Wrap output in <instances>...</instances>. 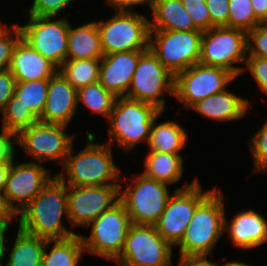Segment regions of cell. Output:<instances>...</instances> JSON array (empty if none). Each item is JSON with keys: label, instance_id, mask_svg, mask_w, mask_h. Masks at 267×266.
Returning <instances> with one entry per match:
<instances>
[{"label": "cell", "instance_id": "obj_1", "mask_svg": "<svg viewBox=\"0 0 267 266\" xmlns=\"http://www.w3.org/2000/svg\"><path fill=\"white\" fill-rule=\"evenodd\" d=\"M68 216L67 185L54 175L41 192L18 214L19 227L47 240L66 239L76 235L62 223Z\"/></svg>", "mask_w": 267, "mask_h": 266}, {"label": "cell", "instance_id": "obj_2", "mask_svg": "<svg viewBox=\"0 0 267 266\" xmlns=\"http://www.w3.org/2000/svg\"><path fill=\"white\" fill-rule=\"evenodd\" d=\"M87 139L89 144L79 153L72 155L71 147L63 171L56 175L67 186L121 185L120 170L113 162L112 146L106 142L93 143L95 136L92 133H88ZM65 175H68L67 181Z\"/></svg>", "mask_w": 267, "mask_h": 266}, {"label": "cell", "instance_id": "obj_3", "mask_svg": "<svg viewBox=\"0 0 267 266\" xmlns=\"http://www.w3.org/2000/svg\"><path fill=\"white\" fill-rule=\"evenodd\" d=\"M162 111L156 106L128 97H117L113 110L110 113L109 141L113 140L117 147L123 150H132L141 141L149 142L151 127L156 117H160Z\"/></svg>", "mask_w": 267, "mask_h": 266}, {"label": "cell", "instance_id": "obj_4", "mask_svg": "<svg viewBox=\"0 0 267 266\" xmlns=\"http://www.w3.org/2000/svg\"><path fill=\"white\" fill-rule=\"evenodd\" d=\"M220 191H213L196 207L179 246L180 257L209 255L224 233V203Z\"/></svg>", "mask_w": 267, "mask_h": 266}, {"label": "cell", "instance_id": "obj_5", "mask_svg": "<svg viewBox=\"0 0 267 266\" xmlns=\"http://www.w3.org/2000/svg\"><path fill=\"white\" fill-rule=\"evenodd\" d=\"M149 21L134 11H115L112 18L96 21L103 54L149 49Z\"/></svg>", "mask_w": 267, "mask_h": 266}, {"label": "cell", "instance_id": "obj_6", "mask_svg": "<svg viewBox=\"0 0 267 266\" xmlns=\"http://www.w3.org/2000/svg\"><path fill=\"white\" fill-rule=\"evenodd\" d=\"M246 58V31L225 26L203 31L198 63L224 68L237 77L242 71L244 72V68L234 65L246 63Z\"/></svg>", "mask_w": 267, "mask_h": 266}, {"label": "cell", "instance_id": "obj_7", "mask_svg": "<svg viewBox=\"0 0 267 266\" xmlns=\"http://www.w3.org/2000/svg\"><path fill=\"white\" fill-rule=\"evenodd\" d=\"M130 225L129 214L119 200L87 226H91L90 236L80 235L85 252L115 261L123 251Z\"/></svg>", "mask_w": 267, "mask_h": 266}, {"label": "cell", "instance_id": "obj_8", "mask_svg": "<svg viewBox=\"0 0 267 266\" xmlns=\"http://www.w3.org/2000/svg\"><path fill=\"white\" fill-rule=\"evenodd\" d=\"M133 184L122 190L120 185L119 200L129 214L131 224L155 225L165 210L170 198L167 184L135 175Z\"/></svg>", "mask_w": 267, "mask_h": 266}, {"label": "cell", "instance_id": "obj_9", "mask_svg": "<svg viewBox=\"0 0 267 266\" xmlns=\"http://www.w3.org/2000/svg\"><path fill=\"white\" fill-rule=\"evenodd\" d=\"M202 34L201 30H150L149 49L175 76L198 63Z\"/></svg>", "mask_w": 267, "mask_h": 266}, {"label": "cell", "instance_id": "obj_10", "mask_svg": "<svg viewBox=\"0 0 267 266\" xmlns=\"http://www.w3.org/2000/svg\"><path fill=\"white\" fill-rule=\"evenodd\" d=\"M212 191L203 192L197 178L193 179L185 188H175L165 210L154 225L157 232L172 247L181 242L196 207Z\"/></svg>", "mask_w": 267, "mask_h": 266}, {"label": "cell", "instance_id": "obj_11", "mask_svg": "<svg viewBox=\"0 0 267 266\" xmlns=\"http://www.w3.org/2000/svg\"><path fill=\"white\" fill-rule=\"evenodd\" d=\"M172 246L154 225L131 224L118 266H172Z\"/></svg>", "mask_w": 267, "mask_h": 266}, {"label": "cell", "instance_id": "obj_12", "mask_svg": "<svg viewBox=\"0 0 267 266\" xmlns=\"http://www.w3.org/2000/svg\"><path fill=\"white\" fill-rule=\"evenodd\" d=\"M66 127L38 120L16 135V145L20 144L26 155L38 163L56 160L63 166L75 139V135L72 137L65 133Z\"/></svg>", "mask_w": 267, "mask_h": 266}, {"label": "cell", "instance_id": "obj_13", "mask_svg": "<svg viewBox=\"0 0 267 266\" xmlns=\"http://www.w3.org/2000/svg\"><path fill=\"white\" fill-rule=\"evenodd\" d=\"M166 93L174 95V75L147 49L139 58L125 97L152 104L163 112Z\"/></svg>", "mask_w": 267, "mask_h": 266}, {"label": "cell", "instance_id": "obj_14", "mask_svg": "<svg viewBox=\"0 0 267 266\" xmlns=\"http://www.w3.org/2000/svg\"><path fill=\"white\" fill-rule=\"evenodd\" d=\"M236 77L220 67L196 63L174 76V97L190 108L196 102L227 89Z\"/></svg>", "mask_w": 267, "mask_h": 266}, {"label": "cell", "instance_id": "obj_15", "mask_svg": "<svg viewBox=\"0 0 267 266\" xmlns=\"http://www.w3.org/2000/svg\"><path fill=\"white\" fill-rule=\"evenodd\" d=\"M29 16L26 25H19L22 38L41 53L57 69L66 61L70 23L67 19Z\"/></svg>", "mask_w": 267, "mask_h": 266}, {"label": "cell", "instance_id": "obj_16", "mask_svg": "<svg viewBox=\"0 0 267 266\" xmlns=\"http://www.w3.org/2000/svg\"><path fill=\"white\" fill-rule=\"evenodd\" d=\"M120 185L67 186L68 220L71 228L88 226L119 201Z\"/></svg>", "mask_w": 267, "mask_h": 266}, {"label": "cell", "instance_id": "obj_17", "mask_svg": "<svg viewBox=\"0 0 267 266\" xmlns=\"http://www.w3.org/2000/svg\"><path fill=\"white\" fill-rule=\"evenodd\" d=\"M52 177L42 163L32 160L16 164L12 161L3 189L9 206L18 215L41 192Z\"/></svg>", "mask_w": 267, "mask_h": 266}, {"label": "cell", "instance_id": "obj_18", "mask_svg": "<svg viewBox=\"0 0 267 266\" xmlns=\"http://www.w3.org/2000/svg\"><path fill=\"white\" fill-rule=\"evenodd\" d=\"M145 51H124L101 58L99 82L116 97L126 96L140 56Z\"/></svg>", "mask_w": 267, "mask_h": 266}, {"label": "cell", "instance_id": "obj_19", "mask_svg": "<svg viewBox=\"0 0 267 266\" xmlns=\"http://www.w3.org/2000/svg\"><path fill=\"white\" fill-rule=\"evenodd\" d=\"M77 107V89L57 71L49 79L47 99L39 120L67 126L75 115Z\"/></svg>", "mask_w": 267, "mask_h": 266}, {"label": "cell", "instance_id": "obj_20", "mask_svg": "<svg viewBox=\"0 0 267 266\" xmlns=\"http://www.w3.org/2000/svg\"><path fill=\"white\" fill-rule=\"evenodd\" d=\"M226 219L223 231H229L234 246L250 249L267 242V220L262 214L250 209L236 214L230 225Z\"/></svg>", "mask_w": 267, "mask_h": 266}, {"label": "cell", "instance_id": "obj_21", "mask_svg": "<svg viewBox=\"0 0 267 266\" xmlns=\"http://www.w3.org/2000/svg\"><path fill=\"white\" fill-rule=\"evenodd\" d=\"M8 70L16 81L50 79L58 69L21 38L13 52Z\"/></svg>", "mask_w": 267, "mask_h": 266}, {"label": "cell", "instance_id": "obj_22", "mask_svg": "<svg viewBox=\"0 0 267 266\" xmlns=\"http://www.w3.org/2000/svg\"><path fill=\"white\" fill-rule=\"evenodd\" d=\"M190 108L213 121H236L246 115L249 100L226 89L196 102Z\"/></svg>", "mask_w": 267, "mask_h": 266}, {"label": "cell", "instance_id": "obj_23", "mask_svg": "<svg viewBox=\"0 0 267 266\" xmlns=\"http://www.w3.org/2000/svg\"><path fill=\"white\" fill-rule=\"evenodd\" d=\"M103 56L100 33L96 21L74 28L70 24L66 60L101 59Z\"/></svg>", "mask_w": 267, "mask_h": 266}, {"label": "cell", "instance_id": "obj_24", "mask_svg": "<svg viewBox=\"0 0 267 266\" xmlns=\"http://www.w3.org/2000/svg\"><path fill=\"white\" fill-rule=\"evenodd\" d=\"M153 21L150 30L193 31L198 30L182 0H152Z\"/></svg>", "mask_w": 267, "mask_h": 266}, {"label": "cell", "instance_id": "obj_25", "mask_svg": "<svg viewBox=\"0 0 267 266\" xmlns=\"http://www.w3.org/2000/svg\"><path fill=\"white\" fill-rule=\"evenodd\" d=\"M183 161L180 154L150 151L144 161L145 171L142 174L159 182L173 184L183 174Z\"/></svg>", "mask_w": 267, "mask_h": 266}, {"label": "cell", "instance_id": "obj_26", "mask_svg": "<svg viewBox=\"0 0 267 266\" xmlns=\"http://www.w3.org/2000/svg\"><path fill=\"white\" fill-rule=\"evenodd\" d=\"M47 239L30 234L20 227L5 266H41ZM3 266V263H0Z\"/></svg>", "mask_w": 267, "mask_h": 266}, {"label": "cell", "instance_id": "obj_27", "mask_svg": "<svg viewBox=\"0 0 267 266\" xmlns=\"http://www.w3.org/2000/svg\"><path fill=\"white\" fill-rule=\"evenodd\" d=\"M156 117L151 127L148 148L150 151L179 154L187 143L186 131L173 121L156 124Z\"/></svg>", "mask_w": 267, "mask_h": 266}, {"label": "cell", "instance_id": "obj_28", "mask_svg": "<svg viewBox=\"0 0 267 266\" xmlns=\"http://www.w3.org/2000/svg\"><path fill=\"white\" fill-rule=\"evenodd\" d=\"M51 243L54 244L48 253L46 249ZM84 251L81 237L78 234L66 239L47 240L41 266H78Z\"/></svg>", "mask_w": 267, "mask_h": 266}, {"label": "cell", "instance_id": "obj_29", "mask_svg": "<svg viewBox=\"0 0 267 266\" xmlns=\"http://www.w3.org/2000/svg\"><path fill=\"white\" fill-rule=\"evenodd\" d=\"M101 59L66 60L58 71L77 90L99 81Z\"/></svg>", "mask_w": 267, "mask_h": 266}, {"label": "cell", "instance_id": "obj_30", "mask_svg": "<svg viewBox=\"0 0 267 266\" xmlns=\"http://www.w3.org/2000/svg\"><path fill=\"white\" fill-rule=\"evenodd\" d=\"M49 79L31 80V81H17L15 85L14 95L18 97V102L40 119L48 91Z\"/></svg>", "mask_w": 267, "mask_h": 266}, {"label": "cell", "instance_id": "obj_31", "mask_svg": "<svg viewBox=\"0 0 267 266\" xmlns=\"http://www.w3.org/2000/svg\"><path fill=\"white\" fill-rule=\"evenodd\" d=\"M117 97L107 91L99 81L86 85L77 90V104L82 102L91 113H99L109 119Z\"/></svg>", "mask_w": 267, "mask_h": 266}, {"label": "cell", "instance_id": "obj_32", "mask_svg": "<svg viewBox=\"0 0 267 266\" xmlns=\"http://www.w3.org/2000/svg\"><path fill=\"white\" fill-rule=\"evenodd\" d=\"M0 114H2L1 130L4 129L16 135L39 120L28 107L18 102V97L15 95L11 97Z\"/></svg>", "mask_w": 267, "mask_h": 266}, {"label": "cell", "instance_id": "obj_33", "mask_svg": "<svg viewBox=\"0 0 267 266\" xmlns=\"http://www.w3.org/2000/svg\"><path fill=\"white\" fill-rule=\"evenodd\" d=\"M262 24L255 16L251 0H229L227 27L246 32Z\"/></svg>", "mask_w": 267, "mask_h": 266}, {"label": "cell", "instance_id": "obj_34", "mask_svg": "<svg viewBox=\"0 0 267 266\" xmlns=\"http://www.w3.org/2000/svg\"><path fill=\"white\" fill-rule=\"evenodd\" d=\"M254 157V172H267V120L248 142Z\"/></svg>", "mask_w": 267, "mask_h": 266}, {"label": "cell", "instance_id": "obj_35", "mask_svg": "<svg viewBox=\"0 0 267 266\" xmlns=\"http://www.w3.org/2000/svg\"><path fill=\"white\" fill-rule=\"evenodd\" d=\"M21 38L22 34L19 25H11L9 30L6 27L0 33V70L9 68L14 49Z\"/></svg>", "mask_w": 267, "mask_h": 266}, {"label": "cell", "instance_id": "obj_36", "mask_svg": "<svg viewBox=\"0 0 267 266\" xmlns=\"http://www.w3.org/2000/svg\"><path fill=\"white\" fill-rule=\"evenodd\" d=\"M247 56L267 59V26L257 25L247 32Z\"/></svg>", "mask_w": 267, "mask_h": 266}, {"label": "cell", "instance_id": "obj_37", "mask_svg": "<svg viewBox=\"0 0 267 266\" xmlns=\"http://www.w3.org/2000/svg\"><path fill=\"white\" fill-rule=\"evenodd\" d=\"M182 3L198 30L211 28V18L205 0H182Z\"/></svg>", "mask_w": 267, "mask_h": 266}, {"label": "cell", "instance_id": "obj_38", "mask_svg": "<svg viewBox=\"0 0 267 266\" xmlns=\"http://www.w3.org/2000/svg\"><path fill=\"white\" fill-rule=\"evenodd\" d=\"M73 1L75 0H34L28 14L29 16L54 18Z\"/></svg>", "mask_w": 267, "mask_h": 266}, {"label": "cell", "instance_id": "obj_39", "mask_svg": "<svg viewBox=\"0 0 267 266\" xmlns=\"http://www.w3.org/2000/svg\"><path fill=\"white\" fill-rule=\"evenodd\" d=\"M245 65L244 70L250 71L262 92L267 94V59L247 56Z\"/></svg>", "mask_w": 267, "mask_h": 266}, {"label": "cell", "instance_id": "obj_40", "mask_svg": "<svg viewBox=\"0 0 267 266\" xmlns=\"http://www.w3.org/2000/svg\"><path fill=\"white\" fill-rule=\"evenodd\" d=\"M212 27H227L229 0H205Z\"/></svg>", "mask_w": 267, "mask_h": 266}, {"label": "cell", "instance_id": "obj_41", "mask_svg": "<svg viewBox=\"0 0 267 266\" xmlns=\"http://www.w3.org/2000/svg\"><path fill=\"white\" fill-rule=\"evenodd\" d=\"M16 82L15 77L8 69L0 70V113L14 95Z\"/></svg>", "mask_w": 267, "mask_h": 266}, {"label": "cell", "instance_id": "obj_42", "mask_svg": "<svg viewBox=\"0 0 267 266\" xmlns=\"http://www.w3.org/2000/svg\"><path fill=\"white\" fill-rule=\"evenodd\" d=\"M14 144H16V134L2 129L0 133V162L13 161L16 155Z\"/></svg>", "mask_w": 267, "mask_h": 266}, {"label": "cell", "instance_id": "obj_43", "mask_svg": "<svg viewBox=\"0 0 267 266\" xmlns=\"http://www.w3.org/2000/svg\"><path fill=\"white\" fill-rule=\"evenodd\" d=\"M106 4L115 8V11H133L132 6L139 4H148L151 8L152 0H106ZM131 7V8H130Z\"/></svg>", "mask_w": 267, "mask_h": 266}, {"label": "cell", "instance_id": "obj_44", "mask_svg": "<svg viewBox=\"0 0 267 266\" xmlns=\"http://www.w3.org/2000/svg\"><path fill=\"white\" fill-rule=\"evenodd\" d=\"M207 255L180 257L178 266H219L207 260Z\"/></svg>", "mask_w": 267, "mask_h": 266}, {"label": "cell", "instance_id": "obj_45", "mask_svg": "<svg viewBox=\"0 0 267 266\" xmlns=\"http://www.w3.org/2000/svg\"><path fill=\"white\" fill-rule=\"evenodd\" d=\"M256 18L263 24L267 20V0H251Z\"/></svg>", "mask_w": 267, "mask_h": 266}, {"label": "cell", "instance_id": "obj_46", "mask_svg": "<svg viewBox=\"0 0 267 266\" xmlns=\"http://www.w3.org/2000/svg\"><path fill=\"white\" fill-rule=\"evenodd\" d=\"M12 219L0 218V263H3L5 258V238L6 231L8 230L9 223Z\"/></svg>", "mask_w": 267, "mask_h": 266}, {"label": "cell", "instance_id": "obj_47", "mask_svg": "<svg viewBox=\"0 0 267 266\" xmlns=\"http://www.w3.org/2000/svg\"><path fill=\"white\" fill-rule=\"evenodd\" d=\"M16 215V212L9 206L5 194L0 191V218L12 219Z\"/></svg>", "mask_w": 267, "mask_h": 266}, {"label": "cell", "instance_id": "obj_48", "mask_svg": "<svg viewBox=\"0 0 267 266\" xmlns=\"http://www.w3.org/2000/svg\"><path fill=\"white\" fill-rule=\"evenodd\" d=\"M11 162H0V191L3 192L5 184L7 182L8 171Z\"/></svg>", "mask_w": 267, "mask_h": 266}, {"label": "cell", "instance_id": "obj_49", "mask_svg": "<svg viewBox=\"0 0 267 266\" xmlns=\"http://www.w3.org/2000/svg\"><path fill=\"white\" fill-rule=\"evenodd\" d=\"M223 266H250V265L244 262L231 261V262L225 263Z\"/></svg>", "mask_w": 267, "mask_h": 266}, {"label": "cell", "instance_id": "obj_50", "mask_svg": "<svg viewBox=\"0 0 267 266\" xmlns=\"http://www.w3.org/2000/svg\"><path fill=\"white\" fill-rule=\"evenodd\" d=\"M6 27H8V26H6V25H2V23H1V24H0V33H1Z\"/></svg>", "mask_w": 267, "mask_h": 266}]
</instances>
